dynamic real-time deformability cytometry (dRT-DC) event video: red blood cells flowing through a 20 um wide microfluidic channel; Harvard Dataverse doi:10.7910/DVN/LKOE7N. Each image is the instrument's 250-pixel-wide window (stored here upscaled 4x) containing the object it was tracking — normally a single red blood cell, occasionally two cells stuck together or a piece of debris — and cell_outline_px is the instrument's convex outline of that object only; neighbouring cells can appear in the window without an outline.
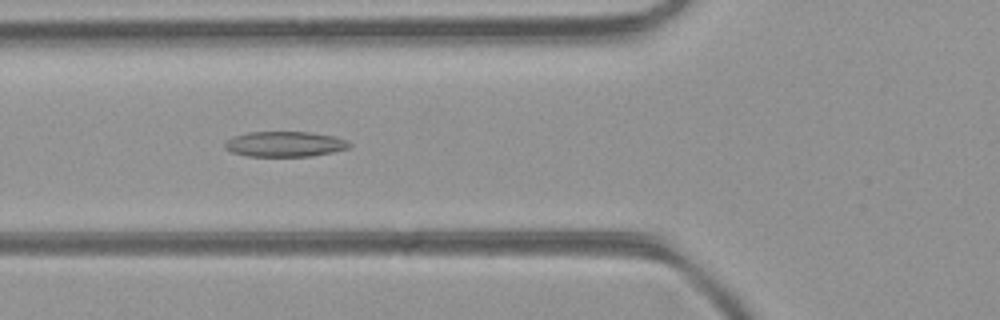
{"species": "common noctule bat (a hibernating species)", "species_latin": "Nyctalus noctula", "temperature_condition": "room temperature", "stored_images_in_passage": 46, "camera_frame_rate_fps": 3000, "um_per_image_px": 0.085, "animal": {"sex": "female", "body_mass_g": 21.9}, "frame": {"image": 1, "passage_image": 17, "time_ms": 5.333, "image_size_px": [1000, 320], "cell_outline_px": [[352, 144], [348, 148], [332, 152], [312, 156], [248, 156], [232, 152], [224, 148], [224, 144], [232, 136], [248, 132], [308, 132], [336, 136], [348, 140]], "centroid_in_image_um": [24.23, 12.24], "position_along_channel_um": 101.6, "area_um2": 18.44}}
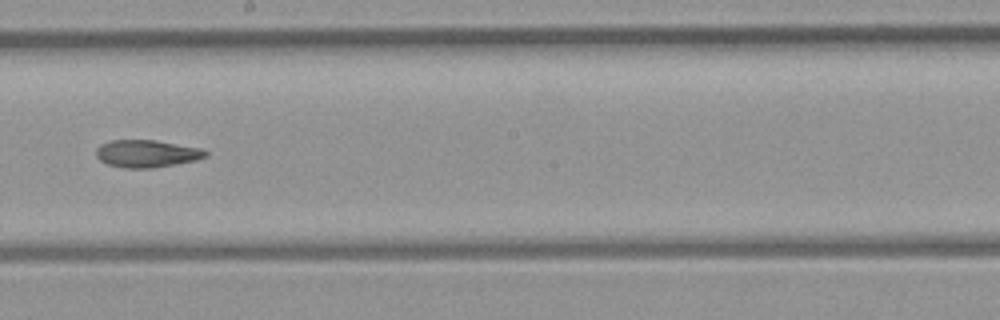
{"frame": {"image": 2, "passage_image": 26, "time_ms": 8.333, "image_size_px": [1000, 320], "cell_outline_px": [[208, 156], [196, 160], [176, 164], [152, 168], [124, 168], [108, 164], [100, 160], [96, 156], [96, 148], [100, 144], [112, 140], [156, 140], [200, 148], [208, 152]], "centroid_in_image_um": [12.47, 13.06], "position_along_channel_um": 235.7, "area_um2": 17.51}}
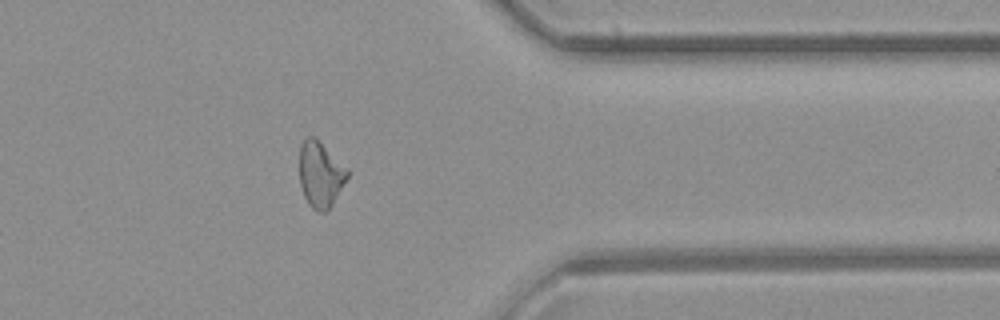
{"frame": {"image": 3, "passage_image": 37, "time_ms": 12.0, "image_size_px": [1000, 320], "cell_outline_px": [[348, 176], [332, 204], [324, 212], [320, 212], [312, 208], [308, 204], [304, 196], [300, 184], [300, 144], [308, 136], [312, 136], [348, 168]], "centroid_in_image_um": [27.22, 14.84], "position_along_channel_um": 384.2, "area_um2": 17.92}, "authors_computed_cell_mechanics": {"area_um2": 18.3804, "velocity_mm_per_s": 4.4569, "shape_relaxation_time_tau1_ms": null, "shape_relaxation_time_tau2_ms": 8.5676, "deformation_change_tau1": null, "deformation_change_tau2": 0.1846}}